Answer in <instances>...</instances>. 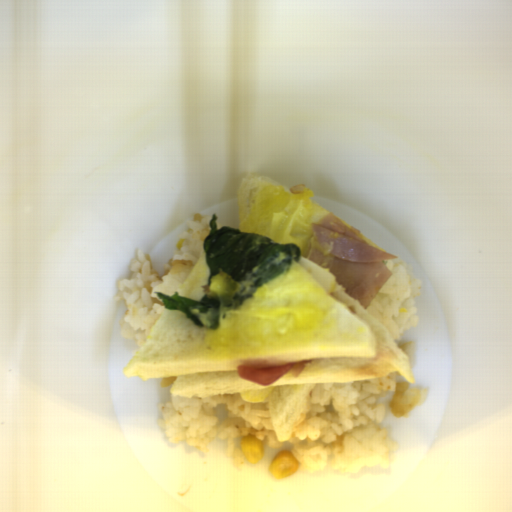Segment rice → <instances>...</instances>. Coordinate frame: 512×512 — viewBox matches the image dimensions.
Returning <instances> with one entry per match:
<instances>
[{"label":"rice","instance_id":"652b925c","mask_svg":"<svg viewBox=\"0 0 512 512\" xmlns=\"http://www.w3.org/2000/svg\"><path fill=\"white\" fill-rule=\"evenodd\" d=\"M397 385L394 372L377 380L351 383L289 384L276 386L260 401L244 400L242 393L187 398L170 395L160 403L158 424L173 445L184 441L207 455L218 438L227 440L231 464L243 469L247 460L235 445L239 434H252L275 449L290 442L297 471L307 474L334 470L355 477L364 470L389 472L400 447L379 427L386 403L381 391Z\"/></svg>","mask_w":512,"mask_h":512},{"label":"rice","instance_id":"023b6e5f","mask_svg":"<svg viewBox=\"0 0 512 512\" xmlns=\"http://www.w3.org/2000/svg\"><path fill=\"white\" fill-rule=\"evenodd\" d=\"M210 216L198 213L187 222L177 239L176 249L162 272L156 270L149 256L139 246L131 263L129 276L122 279L115 297L124 302L121 335L141 347L150 336L155 322L166 307L162 298L179 293L204 250L203 241L210 233Z\"/></svg>","mask_w":512,"mask_h":512},{"label":"rice","instance_id":"8eca5e8b","mask_svg":"<svg viewBox=\"0 0 512 512\" xmlns=\"http://www.w3.org/2000/svg\"><path fill=\"white\" fill-rule=\"evenodd\" d=\"M382 262L392 274L367 308L396 343L405 330L417 323L415 299L423 290V282L398 258Z\"/></svg>","mask_w":512,"mask_h":512}]
</instances>
